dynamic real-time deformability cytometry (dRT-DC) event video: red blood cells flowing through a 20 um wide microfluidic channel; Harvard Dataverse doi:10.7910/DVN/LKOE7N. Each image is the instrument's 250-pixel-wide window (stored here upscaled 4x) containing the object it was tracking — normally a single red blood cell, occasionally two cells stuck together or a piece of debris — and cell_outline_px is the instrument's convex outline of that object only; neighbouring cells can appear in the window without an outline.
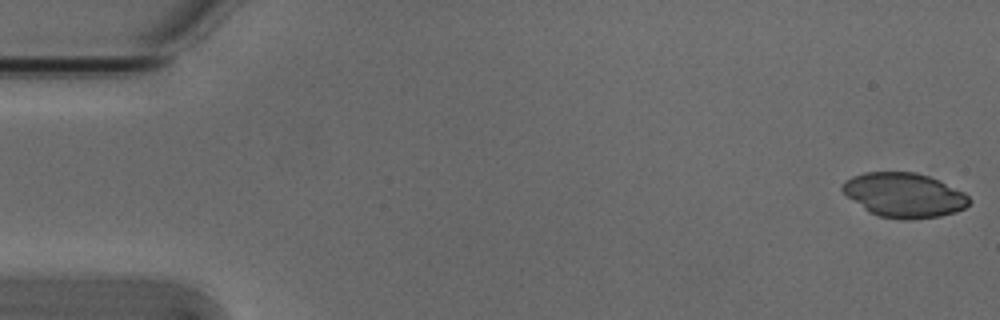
{"species": "Egyptian fruit bat (a non-hibernating species)", "species_latin": "Rousettus aegyptiacus", "temperature_condition": "cold", "stored_images_in_passage": 4, "camera_frame_rate_fps": 3000, "um_per_image_px": 0.085, "animal": {"sex": "male"}, "frame": {"image": 1, "passage_image": 1, "time_ms": 0.0, "image_size_px": [1000, 320], "cell_outline_px": [[972, 200], [964, 208], [956, 212], [940, 216], [908, 220], [904, 220], [880, 216], [868, 212], [848, 196], [840, 188], [840, 184], [844, 180], [852, 176], [864, 172], [916, 172], [940, 180], [964, 192]], "centroid_in_image_um": [76.85, 16.58], "position_along_channel_um": 8.2, "area_um2": 33.0}}